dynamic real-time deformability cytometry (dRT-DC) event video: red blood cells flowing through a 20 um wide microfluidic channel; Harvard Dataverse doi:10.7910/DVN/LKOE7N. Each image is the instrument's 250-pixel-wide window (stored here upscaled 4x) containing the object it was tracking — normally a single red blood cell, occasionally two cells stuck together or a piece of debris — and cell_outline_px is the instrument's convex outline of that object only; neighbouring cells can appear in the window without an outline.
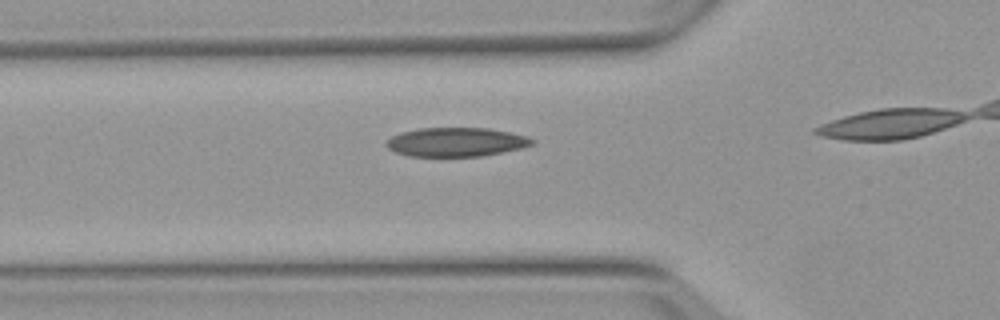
{"species": "Egyptian fruit bat (a non-hibernating species)", "species_latin": "Rousettus aegyptiacus", "temperature_condition": "warm", "stored_images_in_passage": 34, "camera_frame_rate_fps": 3000, "um_per_image_px": 0.085, "animal": {"sex": "female"}, "frame": {"image": 1, "passage_image": 10, "time_ms": 3.0, "image_size_px": [1000, 320], "cell_outline_px": [[536, 144], [524, 148], [480, 156], [412, 156], [396, 152], [388, 148], [384, 144], [392, 136], [400, 132], [420, 128], [488, 128], [528, 136], [536, 140]], "centroid_in_image_um": [38.82, 12.07], "position_along_channel_um": 87.0, "area_um2": 24.68}}
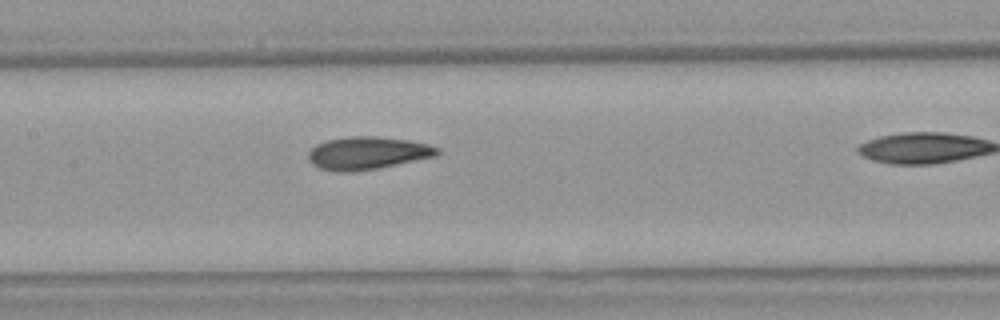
{"frame": {"image": 2, "passage_image": 17, "time_ms": 5.333, "image_size_px": [1000, 320], "cell_outline_px": [[440, 152], [436, 156], [380, 168], [352, 172], [336, 172], [320, 168], [312, 164], [308, 160], [308, 152], [316, 144], [328, 140], [352, 136], [376, 136], [408, 140], [428, 144], [440, 148]], "centroid_in_image_um": [31.24, 13.02], "position_along_channel_um": 176.2, "area_um2": 24.74}}
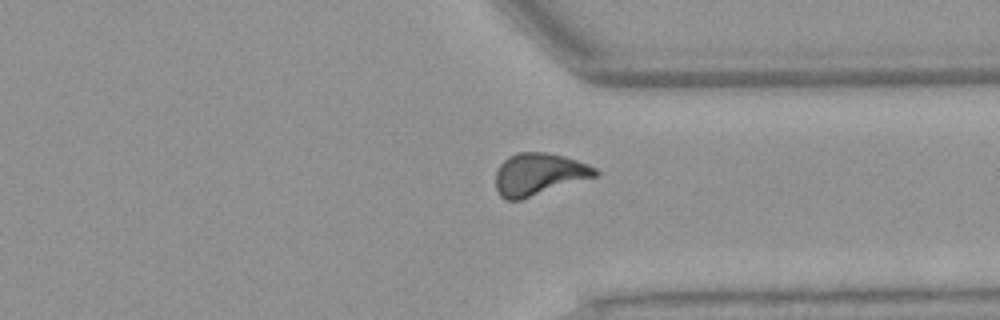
{"frame": {"image": 3, "passage_image": 32, "time_ms": 10.333, "image_size_px": [1000, 320], "cell_outline_px": [[600, 172], [596, 176], [520, 200], [504, 200], [500, 196], [496, 188], [496, 172], [500, 164], [508, 156], [516, 152], [548, 152], [564, 156], [588, 164], [596, 168]], "centroid_in_image_um": [45.78, 14.8], "position_along_channel_um": 365.6, "area_um2": 24.45}}